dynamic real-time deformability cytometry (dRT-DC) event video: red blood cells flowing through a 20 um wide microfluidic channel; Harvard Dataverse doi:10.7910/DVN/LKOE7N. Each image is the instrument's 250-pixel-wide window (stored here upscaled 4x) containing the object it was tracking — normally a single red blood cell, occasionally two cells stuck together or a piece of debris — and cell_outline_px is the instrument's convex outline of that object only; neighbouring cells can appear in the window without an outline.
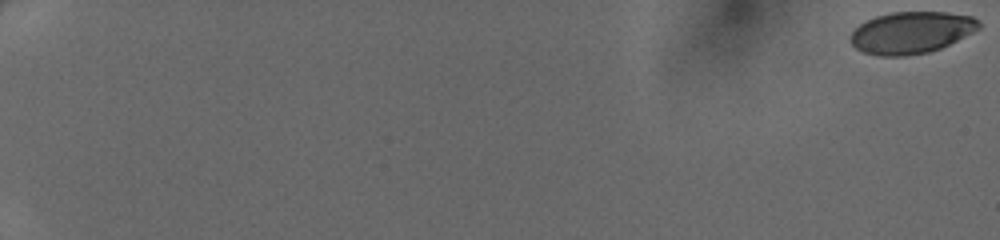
{"species": "human", "species_latin": "Homo sapiens", "temperature_condition": "cold", "stored_images_in_passage": 51, "camera_frame_rate_fps": 3000, "um_per_image_px": 0.085, "donor": {"sex": "female"}, "frame": {"image": 1, "passage_image": 1, "time_ms": 0.0, "image_size_px": [1000, 240], "cell_outline_px": [[980, 28], [940, 48], [928, 52], [904, 56], [880, 56], [864, 52], [856, 48], [848, 40], [852, 32], [860, 24], [876, 16], [892, 12], [944, 12], [972, 16], [980, 20]], "centroid_in_image_um": [77.44, 2.76], "position_along_channel_um": 7.6, "area_um2": 31.1}}
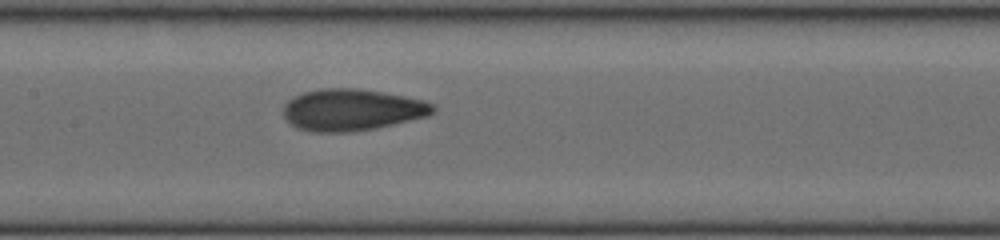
{"frame": {"image": 2, "passage_image": 29, "time_ms": 9.333, "image_size_px": [1000, 240], "cell_outline_px": [[436, 108], [428, 116], [376, 128], [348, 132], [316, 132], [296, 128], [284, 116], [284, 104], [292, 96], [304, 92], [320, 88], [356, 88], [404, 96], [424, 100], [436, 104]], "centroid_in_image_um": [29.91, 9.33], "position_along_channel_um": 177.5, "area_um2": 36.36}}
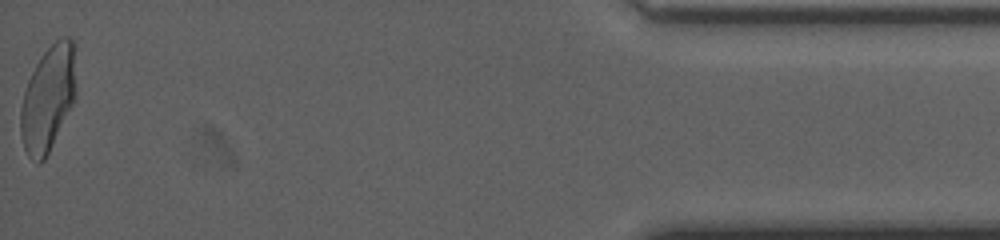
{"frame": {"image": 3, "passage_image": 51, "time_ms": 16.667, "image_size_px": [1000, 240], "cell_outline_px": [[76, 96], [44, 160], [40, 164], [36, 164], [28, 156], [24, 148], [20, 132], [20, 108], [24, 92], [28, 80], [40, 56], [56, 40], [64, 36], [68, 36], [72, 40], [76, 92]], "centroid_in_image_um": [4.05, 8.4], "position_along_channel_um": 431.1, "area_um2": 33.64}}